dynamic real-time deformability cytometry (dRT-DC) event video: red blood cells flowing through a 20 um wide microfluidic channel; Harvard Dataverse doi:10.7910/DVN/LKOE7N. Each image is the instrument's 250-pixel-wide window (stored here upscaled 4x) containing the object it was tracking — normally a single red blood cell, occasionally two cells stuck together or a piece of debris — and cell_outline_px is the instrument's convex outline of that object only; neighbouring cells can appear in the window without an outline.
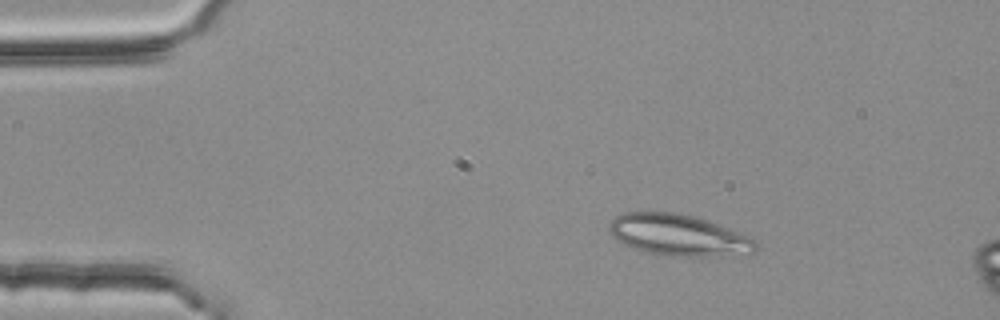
{"species": "common noctule bat (a hibernating species)", "species_latin": "Nyctalus noctula", "temperature_condition": "room temperature", "stored_images_in_passage": 17, "camera_frame_rate_fps": 3000, "um_per_image_px": 0.085, "animal": {"sex": "female", "body_mass_g": 25.1}, "frame": {"image": 1, "passage_image": 9, "time_ms": 2.667, "image_size_px": [1000, 320], "cell_outline_px": [[760, 248], [752, 252], [708, 256], [656, 256], [632, 248], [616, 240], [612, 236], [608, 228], [608, 224], [616, 216], [624, 212], [676, 212], [692, 216], [740, 232], [756, 240]], "centroid_in_image_um": [57.62, 19.99], "position_along_channel_um": 27.4, "area_um2": 35.37}}